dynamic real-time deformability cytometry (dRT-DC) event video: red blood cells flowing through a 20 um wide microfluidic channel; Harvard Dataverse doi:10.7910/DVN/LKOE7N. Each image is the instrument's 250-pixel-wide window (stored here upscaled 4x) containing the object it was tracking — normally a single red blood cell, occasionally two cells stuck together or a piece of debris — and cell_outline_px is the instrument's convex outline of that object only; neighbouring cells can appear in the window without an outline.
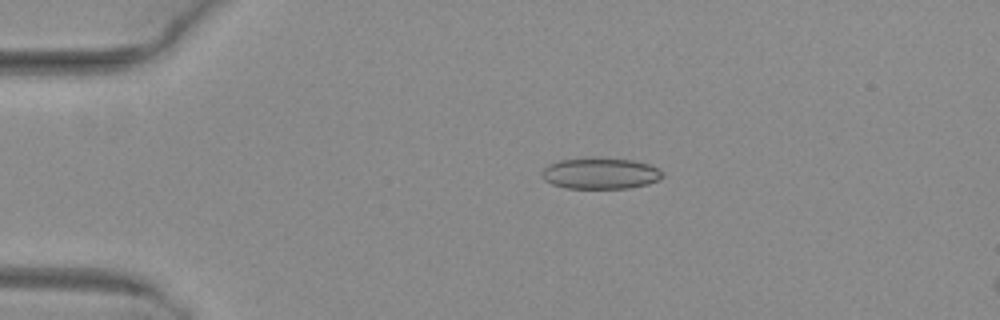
{"species": "common noctule bat (a hibernating species)", "species_latin": "Nyctalus noctula", "temperature_condition": "warm", "stored_images_in_passage": 51, "camera_frame_rate_fps": 3000, "um_per_image_px": 0.085, "animal": {"sex": "female", "body_mass_g": 29.2, "forearm_length_mm": 56.3}, "frame": {"image": 1, "passage_image": 11, "time_ms": 3.333, "image_size_px": [1000, 320], "cell_outline_px": [[664, 176], [648, 184], [628, 188], [564, 188], [552, 184], [544, 180], [540, 172], [548, 164], [560, 160], [592, 156], [600, 156], [632, 160], [648, 164], [656, 168]], "centroid_in_image_um": [50.97, 14.71], "position_along_channel_um": 34.0, "area_um2": 22.25}}
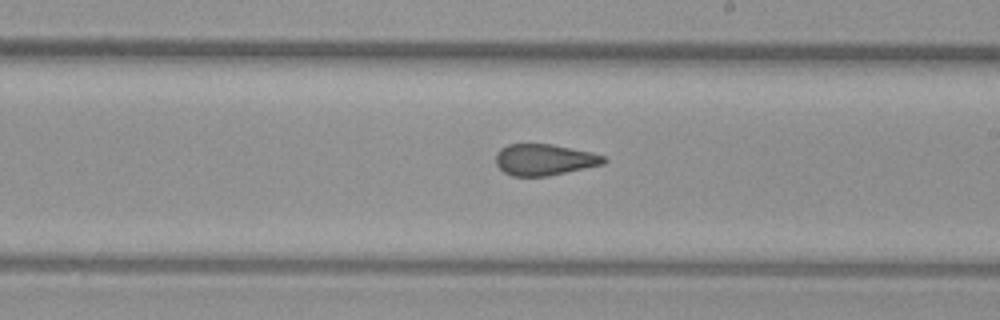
{"frame": {"image": 2, "passage_image": 30, "time_ms": 9.667, "image_size_px": [1000, 320], "cell_outline_px": [[608, 160], [604, 164], [548, 176], [512, 176], [504, 172], [496, 164], [496, 152], [500, 148], [508, 144], [552, 144], [592, 152], [604, 156]], "centroid_in_image_um": [46.27, 13.57], "position_along_channel_um": 242.7, "area_um2": 19.77}}
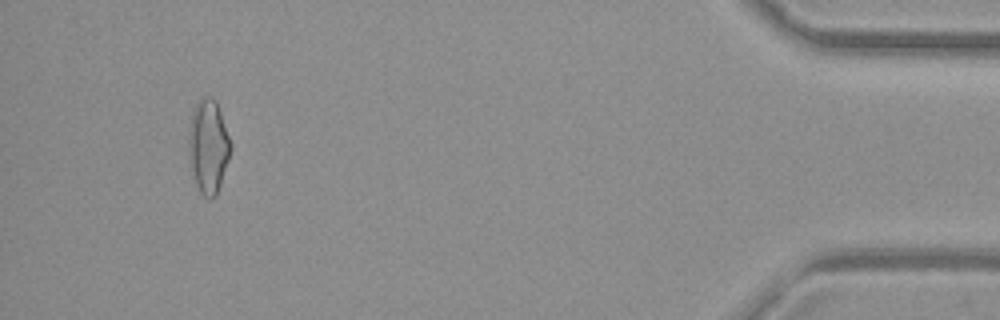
{"frame": {"image": 3, "passage_image": 48, "time_ms": 15.667, "image_size_px": [1000, 320], "cell_outline_px": [[232, 148], [216, 196], [208, 200], [200, 192], [196, 184], [192, 172], [188, 144], [188, 132], [192, 112], [196, 104], [204, 96], [212, 96], [216, 100], [232, 144]], "centroid_in_image_um": [17.71, 12.43], "position_along_channel_um": 417.5, "area_um2": 22.89}, "authors_computed_cell_mechanics": {"area_um2": 21.097, "velocity_mm_per_s": 4.0882, "shape_relaxation_time_tau1_ms": null, "shape_relaxation_time_tau2_ms": 1.4417, "deformation_change_tau1": null, "deformation_change_tau2": 0.0979}}